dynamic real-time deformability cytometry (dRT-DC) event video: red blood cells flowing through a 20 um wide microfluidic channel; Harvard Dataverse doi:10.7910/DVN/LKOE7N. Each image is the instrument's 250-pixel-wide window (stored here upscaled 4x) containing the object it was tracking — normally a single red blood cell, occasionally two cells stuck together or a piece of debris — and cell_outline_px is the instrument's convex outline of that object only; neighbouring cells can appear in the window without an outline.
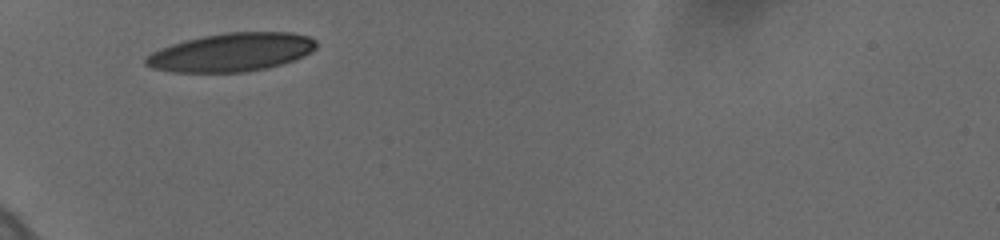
{"species": "human", "species_latin": "Homo sapiens", "temperature_condition": "cold", "stored_images_in_passage": 27, "camera_frame_rate_fps": 3000, "um_per_image_px": 0.085, "donor": {"sex": "female"}, "frame": {"image": 1, "passage_image": 1, "time_ms": 0.0, "image_size_px": [1000, 240], "cell_outline_px": [[316, 48], [304, 56], [268, 68], [244, 72], [176, 72], [156, 68], [148, 64], [144, 60], [152, 52], [160, 48], [184, 40], [224, 32], [292, 32], [308, 36], [316, 40]], "centroid_in_image_um": [19.71, 4.43], "position_along_channel_um": 65.3, "area_um2": 37.86}}
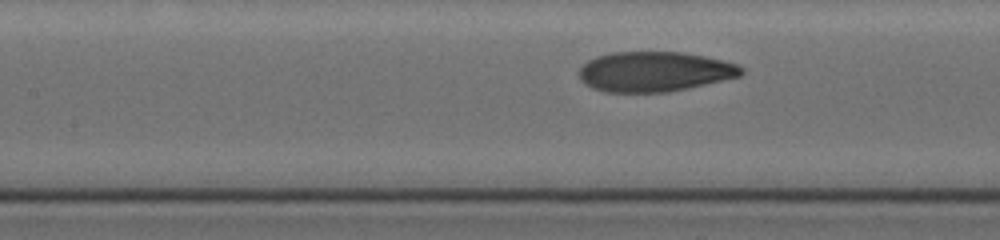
{"frame": {"image": 2, "passage_image": 19, "time_ms": 2.667, "image_size_px": [1000, 240], "cell_outline_px": [[744, 72], [740, 76], [688, 88], [668, 92], [608, 92], [592, 88], [580, 80], [580, 68], [588, 60], [596, 56], [612, 52], [680, 52], [704, 56], [724, 60], [736, 64], [744, 68]], "centroid_in_image_um": [55.64, 6.08], "position_along_channel_um": 151.8, "area_um2": 37.74}}
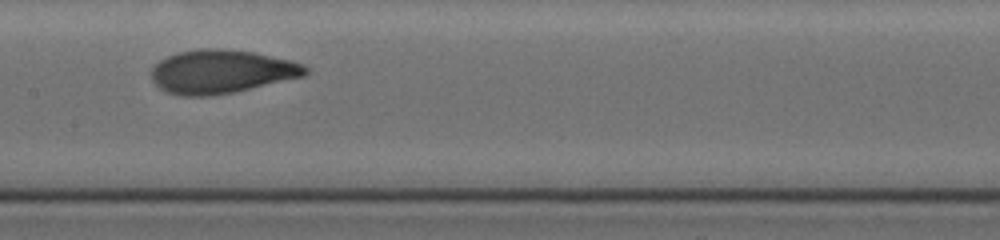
{"frame": {"image": 3, "passage_image": 26, "time_ms": 3.667, "image_size_px": [1000, 240], "cell_outline_px": [[308, 72], [304, 76], [232, 92], [212, 96], [184, 96], [168, 92], [160, 88], [152, 80], [152, 68], [160, 60], [168, 56], [180, 52], [200, 48], [220, 48], [252, 52], [288, 60], [300, 64], [308, 68]], "centroid_in_image_um": [18.78, 6.08], "position_along_channel_um": 188.6, "area_um2": 38.55}}